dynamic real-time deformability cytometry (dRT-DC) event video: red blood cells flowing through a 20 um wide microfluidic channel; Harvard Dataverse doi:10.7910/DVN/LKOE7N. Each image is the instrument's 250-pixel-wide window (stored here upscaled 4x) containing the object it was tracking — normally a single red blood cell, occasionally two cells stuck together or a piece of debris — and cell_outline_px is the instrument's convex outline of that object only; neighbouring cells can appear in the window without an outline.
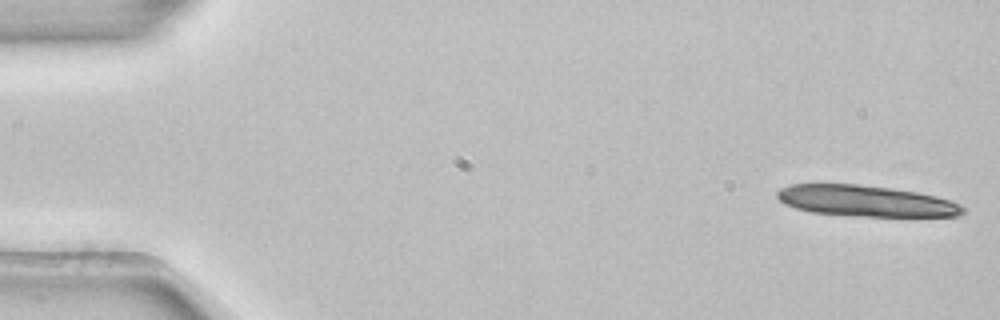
{"species": "common noctule bat (a hibernating species)", "species_latin": "Nyctalus noctula", "temperature_condition": "room temperature", "stored_images_in_passage": 4, "camera_frame_rate_fps": 3000, "um_per_image_px": 0.085, "animal": {"sex": "female", "body_mass_g": 22.7, "forearm_length_mm": 54.2}, "frame": {"image": 1, "passage_image": 1, "time_ms": 0.0, "image_size_px": [1000, 320], "cell_outline_px": [[964, 212], [960, 216], [864, 216], [812, 212], [796, 208], [784, 204], [776, 196], [776, 192], [780, 188], [788, 184], [856, 184], [892, 188], [916, 192], [936, 196], [952, 200], [960, 204], [964, 208]], "centroid_in_image_um": [73.59, 17.07], "position_along_channel_um": 11.4, "area_um2": 33.58}}